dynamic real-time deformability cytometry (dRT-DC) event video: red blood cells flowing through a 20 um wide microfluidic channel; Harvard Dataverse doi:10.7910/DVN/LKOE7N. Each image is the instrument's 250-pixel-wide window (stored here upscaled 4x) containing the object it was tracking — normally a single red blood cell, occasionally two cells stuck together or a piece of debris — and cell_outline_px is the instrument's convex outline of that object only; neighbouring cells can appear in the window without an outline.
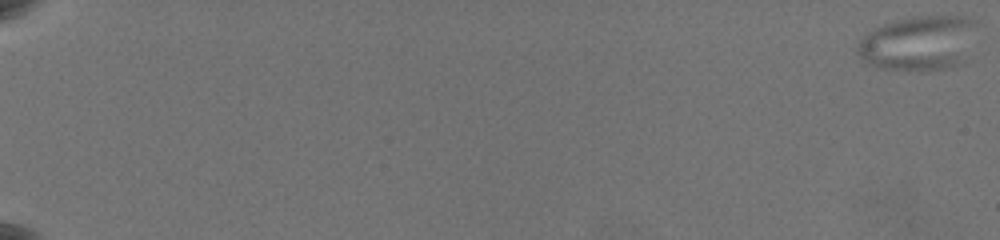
{"species": "common noctule bat (a hibernating species)", "species_latin": "Nyctalus noctula", "temperature_condition": "warm", "stored_images_in_passage": 42, "camera_frame_rate_fps": 3000, "um_per_image_px": 0.085, "animal": {"sex": "female", "body_mass_g": 19.5, "forearm_length_mm": 54.1}, "frame": {"image": 1, "passage_image": 1, "time_ms": 0.0, "image_size_px": [1000, 240], "cell_outline_px": [[976, 24], [964, 64], [944, 68], [920, 72], [876, 68], [868, 64], [856, 52], [856, 48], [860, 40], [868, 32], [884, 24], [896, 20], [912, 16], [964, 16], [976, 20]], "centroid_in_image_um": [78.07, 3.69], "position_along_channel_um": 6.9, "area_um2": 38.44}}
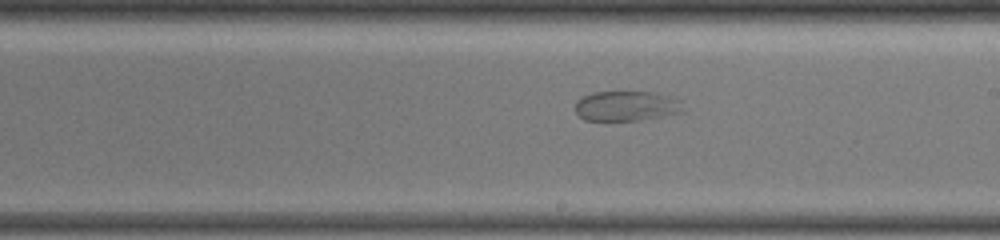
{"frame": {"image": 2, "passage_image": 25, "time_ms": 13.333, "image_size_px": [1000, 240], "cell_outline_px": [[680, 112], [640, 120], [584, 120], [576, 112], [576, 100], [592, 92], [652, 92], [680, 100]], "centroid_in_image_um": [53.17, 9.0], "position_along_channel_um": 235.8, "area_um2": 18.38}}
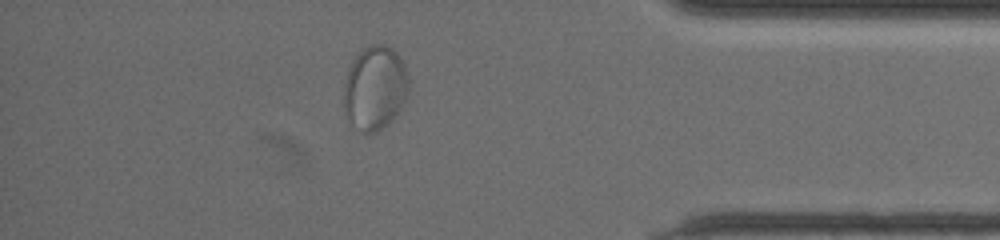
{"frame": {"image": 3, "passage_image": 37, "time_ms": 18.667, "image_size_px": [1000, 240], "cell_outline_px": [[408, 96], [396, 116], [392, 120], [376, 132], [360, 132], [348, 120], [344, 104], [344, 84], [348, 68], [352, 60], [368, 44], [384, 44], [392, 48], [400, 56], [404, 64], [408, 80]], "centroid_in_image_um": [31.87, 7.46], "position_along_channel_um": 403.3, "area_um2": 31.96}}